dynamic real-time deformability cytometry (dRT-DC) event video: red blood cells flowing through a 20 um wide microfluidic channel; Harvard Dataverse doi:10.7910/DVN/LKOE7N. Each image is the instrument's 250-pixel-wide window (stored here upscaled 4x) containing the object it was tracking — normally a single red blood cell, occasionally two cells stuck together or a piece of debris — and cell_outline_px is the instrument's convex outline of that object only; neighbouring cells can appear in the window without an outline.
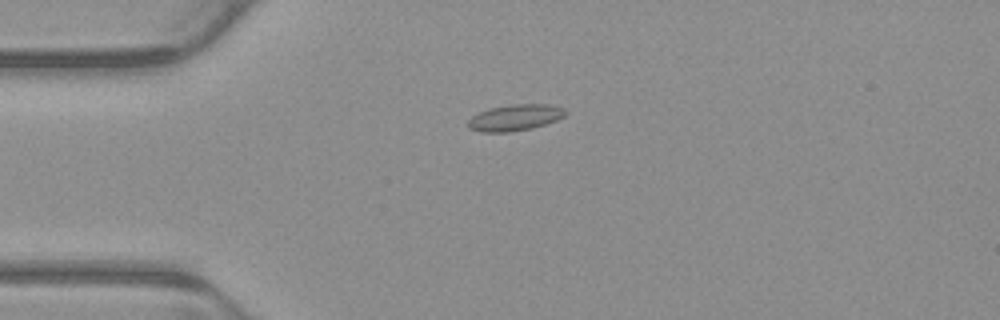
{"species": "common noctule bat (a hibernating species)", "species_latin": "Nyctalus noctula", "temperature_condition": "warm", "stored_images_in_passage": 3, "camera_frame_rate_fps": 3000, "um_per_image_px": 0.085, "animal": {"sex": "male", "body_mass_g": 23.1, "forearm_length_mm": 52.7}, "frame": {"image": 1, "passage_image": 1, "time_ms": 0.0, "image_size_px": [1000, 320], "cell_outline_px": [[568, 112], [564, 116], [556, 120], [544, 124], [528, 128], [508, 132], [480, 132], [468, 128], [468, 120], [472, 116], [488, 108], [512, 104], [548, 104], [564, 108]], "centroid_in_image_um": [43.76, 9.98], "position_along_channel_um": 41.2, "area_um2": 14.8}}
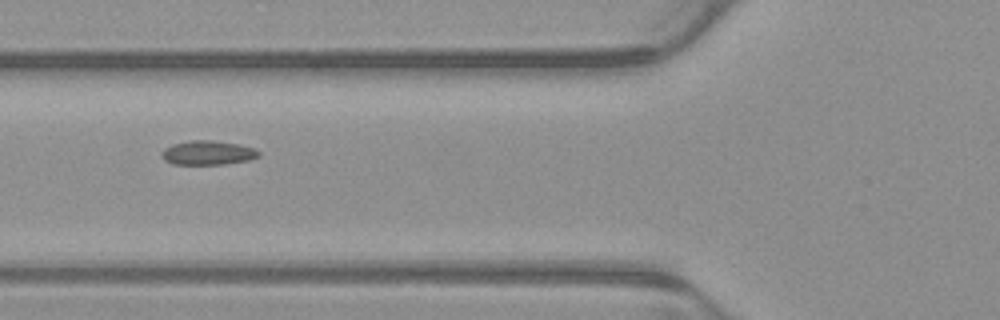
{"frame": {"image": 2, "passage_image": 3, "time_ms": 0.667, "image_size_px": [1000, 320], "cell_outline_px": [[260, 156], [248, 160], [224, 164], [172, 164], [164, 160], [160, 156], [160, 152], [164, 148], [172, 144], [188, 140], [212, 140], [240, 144], [256, 148], [260, 152]], "centroid_in_image_um": [17.65, 12.97], "position_along_channel_um": 108.2, "area_um2": 13.93}}